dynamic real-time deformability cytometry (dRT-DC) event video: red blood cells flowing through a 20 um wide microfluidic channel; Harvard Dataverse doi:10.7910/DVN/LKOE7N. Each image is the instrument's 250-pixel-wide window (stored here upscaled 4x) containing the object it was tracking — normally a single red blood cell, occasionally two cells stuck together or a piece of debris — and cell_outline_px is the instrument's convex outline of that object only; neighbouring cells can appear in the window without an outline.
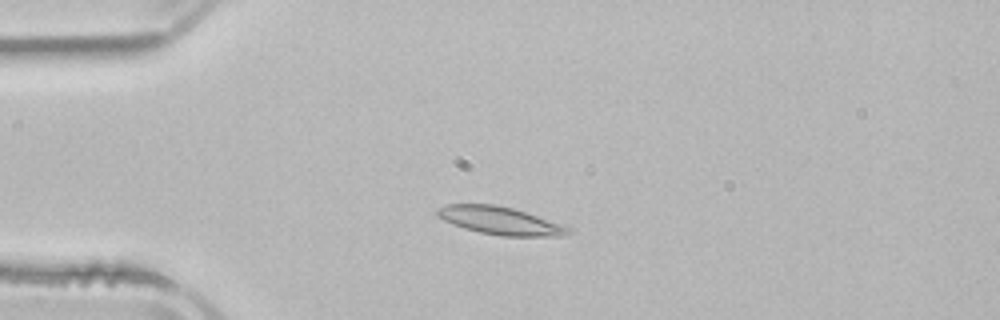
{"species": "common noctule bat (a hibernating species)", "species_latin": "Nyctalus noctula", "temperature_condition": "room temperature", "stored_images_in_passage": 3, "camera_frame_rate_fps": 3000, "um_per_image_px": 0.085, "animal": {"sex": "male", "body_mass_g": 21.5, "forearm_length_mm": 52.0}, "frame": {"image": 1, "passage_image": 3, "time_ms": 3.0, "image_size_px": [1000, 320], "cell_outline_px": [[576, 232], [564, 236], [500, 236], [480, 232], [464, 228], [452, 224], [436, 216], [432, 212], [436, 208], [448, 204], [496, 204], [512, 208], [564, 224], [576, 228]], "centroid_in_image_um": [42.57, 18.76], "position_along_channel_um": 42.4, "area_um2": 21.79}}